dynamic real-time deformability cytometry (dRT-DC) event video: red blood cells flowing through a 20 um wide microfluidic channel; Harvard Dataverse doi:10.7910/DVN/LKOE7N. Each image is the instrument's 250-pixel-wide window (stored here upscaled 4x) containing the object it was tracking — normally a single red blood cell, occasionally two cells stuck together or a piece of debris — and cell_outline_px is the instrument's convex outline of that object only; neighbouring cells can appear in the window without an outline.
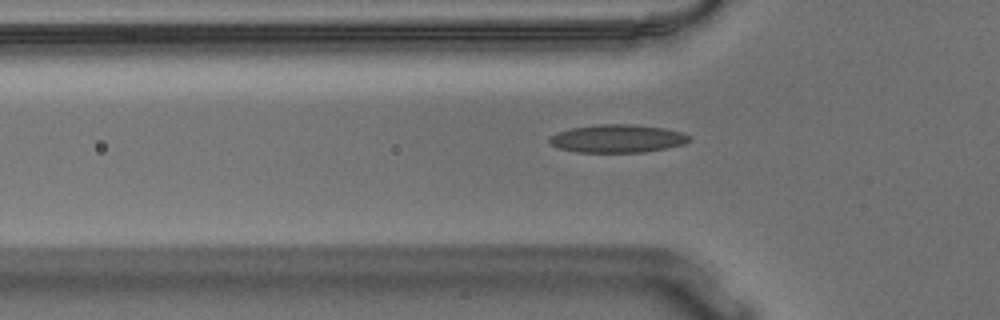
{"species": "Egyptian fruit bat (a non-hibernating species)", "species_latin": "Rousettus aegyptiacus", "temperature_condition": "warm", "stored_images_in_passage": 42, "camera_frame_rate_fps": 3000, "um_per_image_px": 0.085, "animal": {"sex": "male"}, "frame": {"image": 1, "passage_image": 5, "time_ms": 1.333, "image_size_px": [1000, 320], "cell_outline_px": [[692, 140], [684, 144], [668, 148], [644, 152], [576, 152], [560, 148], [552, 144], [548, 140], [548, 136], [572, 128], [600, 124], [632, 124], [664, 128], [684, 132], [692, 136]], "centroid_in_image_um": [52.56, 11.78], "position_along_channel_um": 73.2, "area_um2": 22.95}}
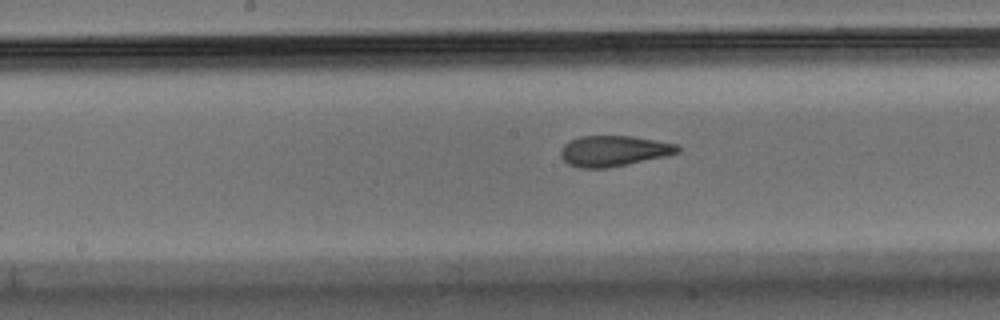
{"frame": {"image": 2, "passage_image": 15, "time_ms": 4.667, "image_size_px": [1000, 320], "cell_outline_px": [[680, 152], [668, 156], [608, 168], [580, 168], [568, 164], [560, 156], [560, 148], [564, 144], [580, 136], [632, 136], [656, 140], [676, 144], [680, 148]], "centroid_in_image_um": [52.17, 12.83], "position_along_channel_um": 196.0, "area_um2": 21.04}}
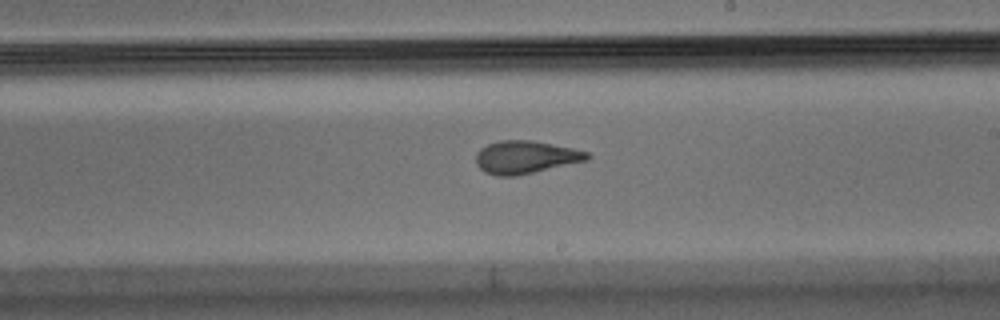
{"frame": {"image": 3, "passage_image": 19, "time_ms": 6.0, "image_size_px": [1000, 320], "cell_outline_px": [[592, 156], [588, 160], [516, 176], [496, 176], [484, 172], [476, 164], [476, 152], [480, 148], [488, 144], [500, 140], [532, 140], [572, 148], [588, 152]], "centroid_in_image_um": [44.65, 13.36], "position_along_channel_um": 244.3, "area_um2": 21.33}, "authors_computed_cell_mechanics": {"area_um2": 21.4727, "velocity_mm_per_s": 3.6395, "shape_relaxation_time_tau1_ms": 6.597, "shape_relaxation_time_tau2_ms": 1.3645, "deformation_change_tau1": 0.2209, "deformation_change_tau2": 0.0912}}